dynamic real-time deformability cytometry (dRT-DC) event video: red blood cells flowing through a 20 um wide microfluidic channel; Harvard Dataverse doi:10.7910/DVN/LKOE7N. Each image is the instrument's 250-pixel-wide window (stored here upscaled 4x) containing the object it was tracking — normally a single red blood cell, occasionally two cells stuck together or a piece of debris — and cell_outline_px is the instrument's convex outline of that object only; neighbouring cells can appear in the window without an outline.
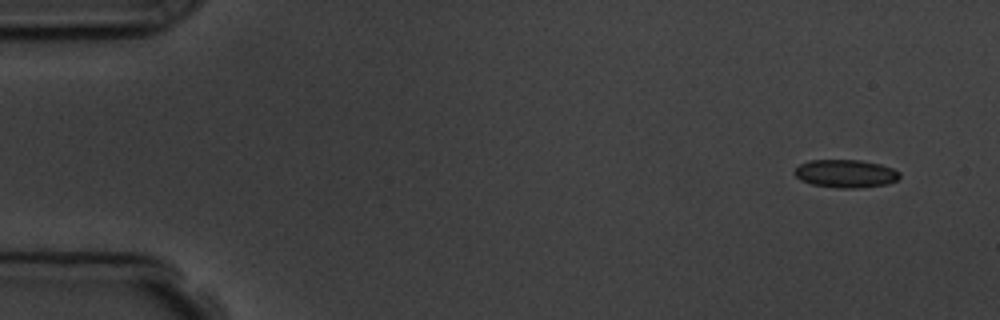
{"species": "common noctule bat (a hibernating species)", "species_latin": "Nyctalus noctula", "temperature_condition": "room temperature", "stored_images_in_passage": 9, "camera_frame_rate_fps": 3000, "um_per_image_px": 0.085, "animal": {"sex": "male", "body_mass_g": 19.5, "forearm_length_mm": 54.6}, "frame": {"image": 1, "passage_image": 1, "time_ms": 0.0, "image_size_px": [1000, 320], "cell_outline_px": [[900, 176], [896, 180], [888, 184], [860, 188], [840, 188], [812, 184], [800, 180], [792, 172], [800, 164], [808, 160], [860, 160], [880, 164], [892, 168], [900, 172]], "centroid_in_image_um": [71.87, 14.75], "position_along_channel_um": 13.1, "area_um2": 17.22}}
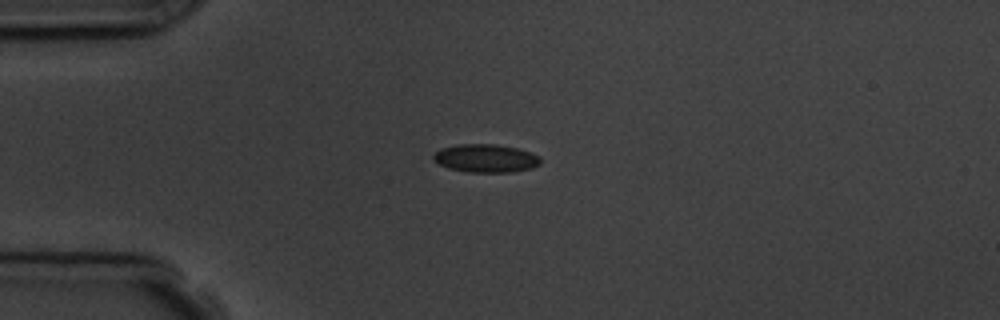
{"frame": {"image": 2, "passage_image": 4, "time_ms": 3.333, "image_size_px": [1000, 320], "cell_outline_px": [[540, 164], [532, 168], [512, 172], [468, 172], [448, 168], [432, 160], [432, 156], [440, 148], [456, 144], [496, 144], [516, 148], [540, 156]], "centroid_in_image_um": [41.26, 13.45], "position_along_channel_um": 43.7, "area_um2": 17.63}}
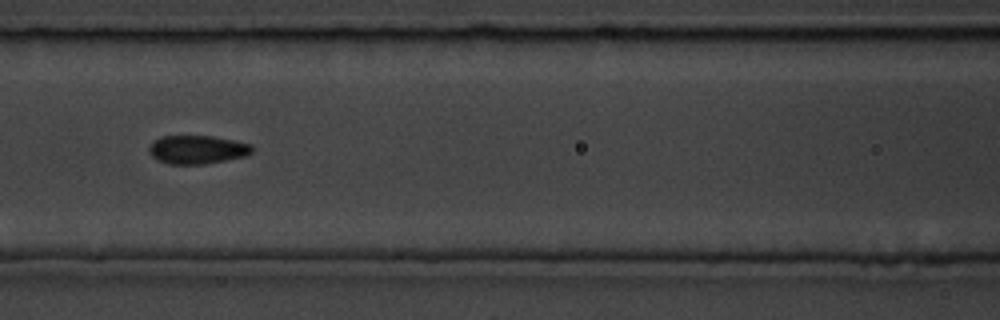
{"frame": {"image": 3, "passage_image": 7, "time_ms": 6.667, "image_size_px": [1000, 320], "cell_outline_px": [[252, 152], [244, 156], [204, 164], [168, 164], [156, 160], [148, 152], [148, 148], [152, 140], [160, 136], [212, 136], [252, 144]], "centroid_in_image_um": [16.69, 12.71], "position_along_channel_um": 149.9, "area_um2": 17.17}}